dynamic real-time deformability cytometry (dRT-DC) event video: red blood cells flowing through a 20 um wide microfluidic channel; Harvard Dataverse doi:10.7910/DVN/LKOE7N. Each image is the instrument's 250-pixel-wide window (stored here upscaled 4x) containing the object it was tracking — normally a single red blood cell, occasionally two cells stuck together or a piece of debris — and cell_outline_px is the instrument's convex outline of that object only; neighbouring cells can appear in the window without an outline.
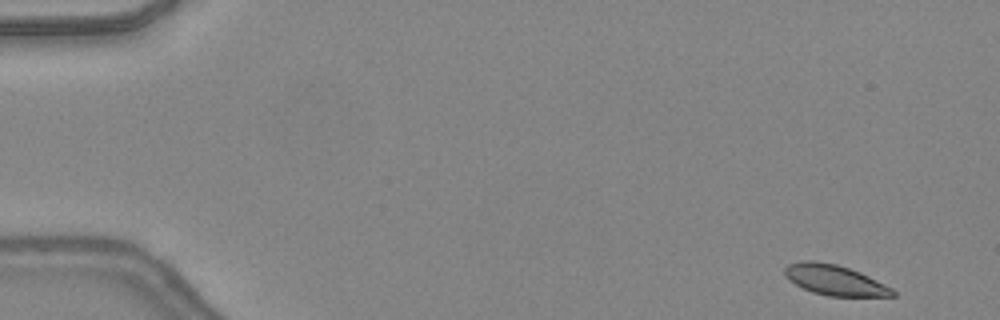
{"species": "common noctule bat (a hibernating species)", "species_latin": "Nyctalus noctula", "temperature_condition": "warm", "stored_images_in_passage": 46, "camera_frame_rate_fps": 3000, "um_per_image_px": 0.085, "animal": {"sex": "female", "body_mass_g": 24.6, "forearm_length_mm": 56.2}, "frame": {"image": 1, "passage_image": 1, "time_ms": 0.0, "image_size_px": [1000, 320], "cell_outline_px": [[896, 296], [828, 296], [812, 292], [788, 280], [784, 276], [784, 268], [788, 264], [800, 260], [812, 260], [836, 264], [860, 272], [892, 288], [896, 292]], "centroid_in_image_um": [70.92, 23.8], "position_along_channel_um": 14.1, "area_um2": 19.07}}
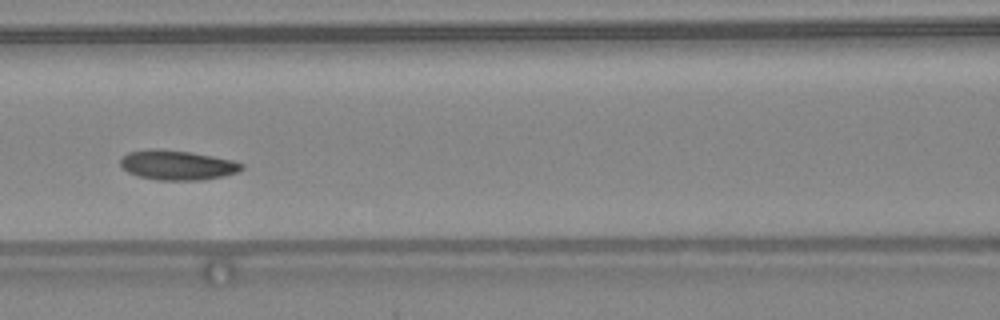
{"frame": {"image": 2, "passage_image": 20, "time_ms": 6.333, "image_size_px": [1000, 320], "cell_outline_px": [[244, 168], [236, 172], [224, 176], [200, 180], [156, 180], [140, 176], [128, 172], [120, 164], [120, 160], [128, 152], [152, 148], [188, 152], [212, 156], [232, 160], [244, 164]], "centroid_in_image_um": [15.07, 14.04], "position_along_channel_um": 151.5, "area_um2": 20.75}}
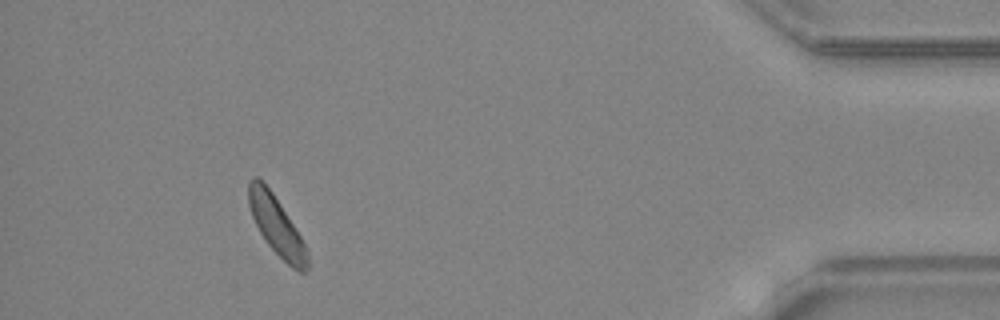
{"frame": {"image": 3, "passage_image": 42, "time_ms": 13.667, "image_size_px": [1000, 320], "cell_outline_px": [[312, 264], [304, 272], [300, 272], [292, 268], [264, 240], [252, 216], [248, 204], [248, 184], [252, 176], [256, 176], [272, 192], [296, 228], [308, 252]], "centroid_in_image_um": [23.53, 19.22], "position_along_channel_um": 411.7, "area_um2": 19.94}, "authors_computed_cell_mechanics": {"area_um2": 20.4034, "velocity_mm_per_s": 4.3521, "shape_relaxation_time_tau1_ms": 4.2229, "shape_relaxation_time_tau2_ms": null, "deformation_change_tau1": 0.0996, "deformation_change_tau2": null}}